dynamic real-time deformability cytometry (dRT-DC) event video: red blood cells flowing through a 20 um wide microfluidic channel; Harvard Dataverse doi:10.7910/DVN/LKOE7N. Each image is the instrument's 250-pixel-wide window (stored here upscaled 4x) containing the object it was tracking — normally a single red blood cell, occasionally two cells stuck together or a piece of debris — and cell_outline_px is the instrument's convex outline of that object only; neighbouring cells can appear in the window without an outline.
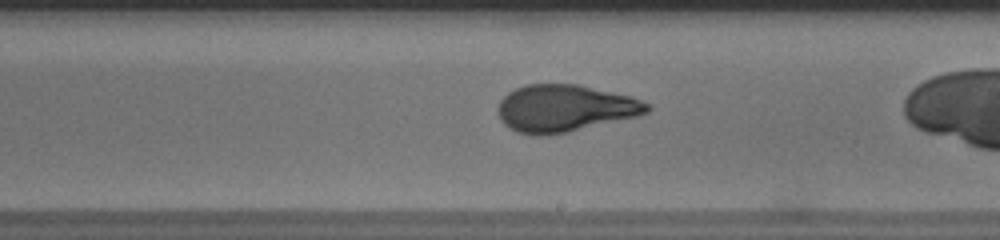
{"species": "human", "species_latin": "Homo sapiens", "temperature_condition": "warm", "stored_images_in_passage": 37, "camera_frame_rate_fps": 3000, "um_per_image_px": 0.085, "donor": {"sex": "male"}, "frame": {"image": 1, "passage_image": 26, "time_ms": 8.333, "image_size_px": [1000, 240], "cell_outline_px": [[652, 108], [648, 112], [636, 116], [568, 132], [520, 132], [504, 124], [500, 120], [500, 100], [508, 92], [524, 84], [576, 84], [632, 96], [652, 104]], "centroid_in_image_um": [48.09, 9.15], "position_along_channel_um": 240.9, "area_um2": 39.94}}
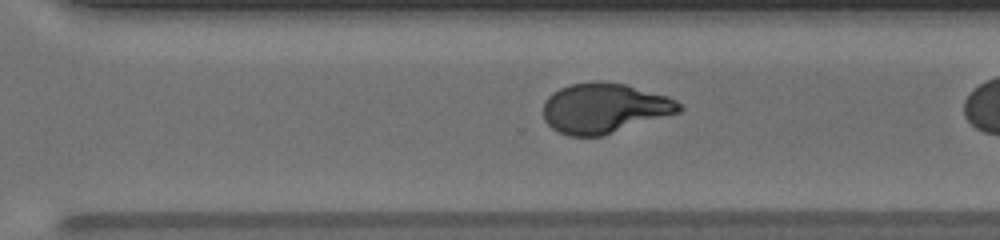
{"frame": {"image": 2, "passage_image": 32, "time_ms": 10.333, "image_size_px": [1000, 240], "cell_outline_px": [[684, 108], [680, 112], [600, 136], [568, 136], [552, 128], [544, 120], [544, 100], [552, 92], [560, 88], [572, 84], [596, 80], [628, 84], [668, 96], [676, 100]], "centroid_in_image_um": [51.37, 9.17], "position_along_channel_um": 319.2, "area_um2": 39.65}}
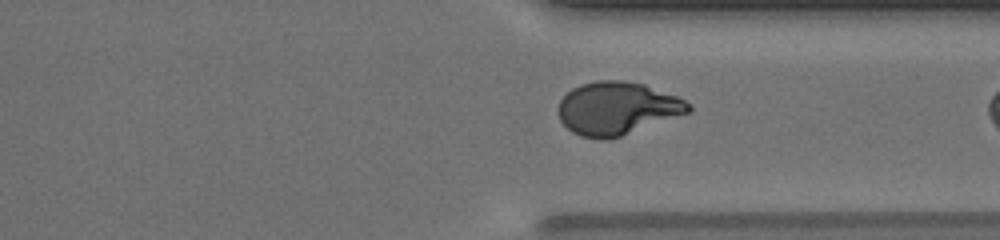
{"frame": {"image": 3, "passage_image": 35, "time_ms": 11.333, "image_size_px": [1000, 240], "cell_outline_px": [[692, 112], [608, 140], [600, 140], [580, 136], [572, 132], [560, 120], [560, 100], [572, 88], [580, 84], [596, 80], [620, 80], [644, 84], [676, 96], [692, 104]], "centroid_in_image_um": [52.48, 9.21], "position_along_channel_um": 358.9, "area_um2": 40.11}}